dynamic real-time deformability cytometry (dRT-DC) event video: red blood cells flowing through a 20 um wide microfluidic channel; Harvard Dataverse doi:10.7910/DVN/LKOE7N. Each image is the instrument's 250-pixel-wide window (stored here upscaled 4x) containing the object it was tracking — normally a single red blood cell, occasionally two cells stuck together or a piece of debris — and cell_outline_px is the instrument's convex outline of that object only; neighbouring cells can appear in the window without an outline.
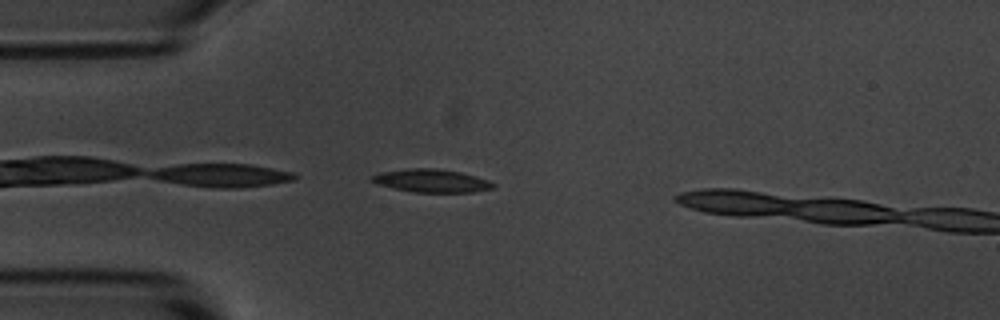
{"species": "common noctule bat (a hibernating species)", "species_latin": "Nyctalus noctula", "temperature_condition": "room temperature", "stored_images_in_passage": 19, "camera_frame_rate_fps": 3000, "um_per_image_px": 0.085, "animal": {"sex": "male", "body_mass_g": 20.1, "forearm_length_mm": 53.5}, "frame": {"image": 1, "passage_image": 1, "time_ms": 0.0, "image_size_px": [1000, 320], "cell_outline_px": [[496, 188], [472, 192], [412, 192], [380, 184], [368, 180], [372, 176], [380, 172], [408, 168], [432, 168], [460, 172], [488, 180], [496, 184]], "centroid_in_image_um": [36.7, 15.36], "position_along_channel_um": 48.3, "area_um2": 16.18}}
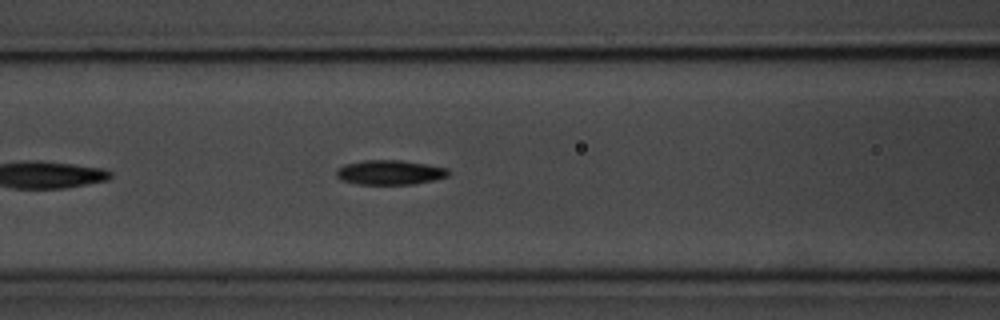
{"frame": {"image": 2, "passage_image": 9, "time_ms": 2.667, "image_size_px": [1000, 320], "cell_outline_px": [[452, 172], [448, 176], [432, 180], [412, 184], [356, 184], [344, 180], [336, 176], [336, 172], [344, 164], [364, 160], [400, 160], [428, 164], [448, 168]], "centroid_in_image_um": [33.18, 14.64], "position_along_channel_um": 133.4, "area_um2": 16.01}}
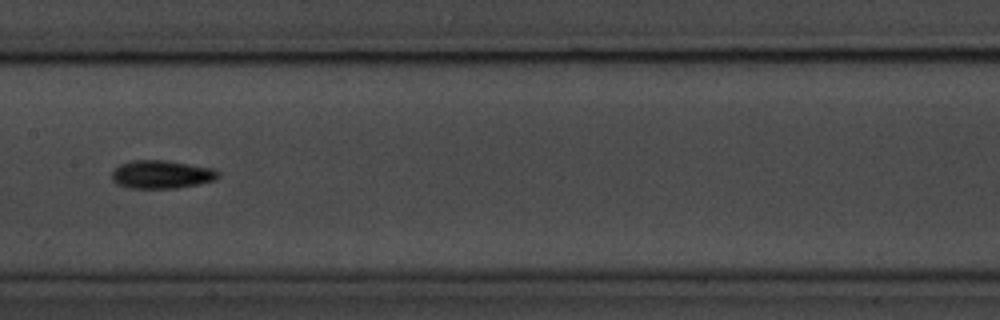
{"frame": {"image": 3, "passage_image": 14, "time_ms": 4.333, "image_size_px": [1000, 320], "cell_outline_px": [[220, 176], [216, 180], [200, 184], [176, 188], [128, 188], [116, 184], [112, 180], [112, 172], [120, 164], [132, 160], [168, 160], [216, 168], [220, 172]], "centroid_in_image_um": [13.78, 14.82], "position_along_channel_um": 193.6, "area_um2": 17.86}}